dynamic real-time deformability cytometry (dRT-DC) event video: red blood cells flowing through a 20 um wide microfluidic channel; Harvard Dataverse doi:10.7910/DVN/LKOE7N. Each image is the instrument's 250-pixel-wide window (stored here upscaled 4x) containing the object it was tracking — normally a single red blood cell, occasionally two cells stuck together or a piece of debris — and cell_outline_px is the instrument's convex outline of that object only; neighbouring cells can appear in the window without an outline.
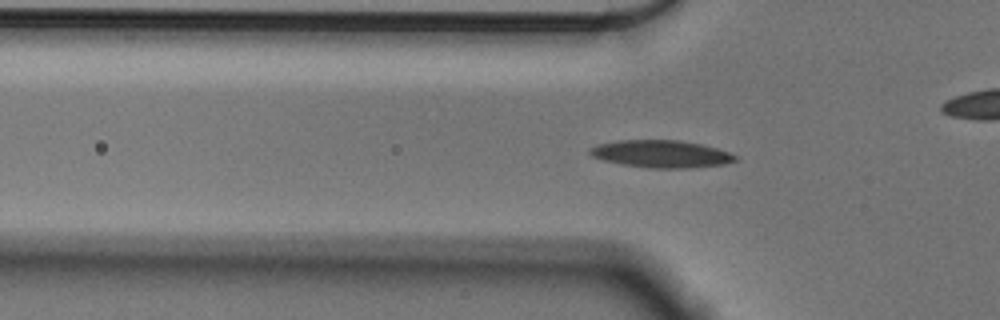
{"species": "Egyptian fruit bat (a non-hibernating species)", "species_latin": "Rousettus aegyptiacus", "temperature_condition": "cold", "stored_images_in_passage": 56, "camera_frame_rate_fps": 3000, "um_per_image_px": 0.085, "animal": {"sex": "male"}, "frame": {"image": 1, "passage_image": 17, "time_ms": 5.333, "image_size_px": [1000, 320], "cell_outline_px": [[736, 160], [724, 164], [692, 168], [648, 168], [624, 164], [604, 160], [592, 156], [588, 152], [588, 148], [600, 144], [616, 140], [680, 140], [700, 144], [716, 148], [728, 152], [736, 156]], "centroid_in_image_um": [56.18, 13.08], "position_along_channel_um": 69.6, "area_um2": 23.06}}
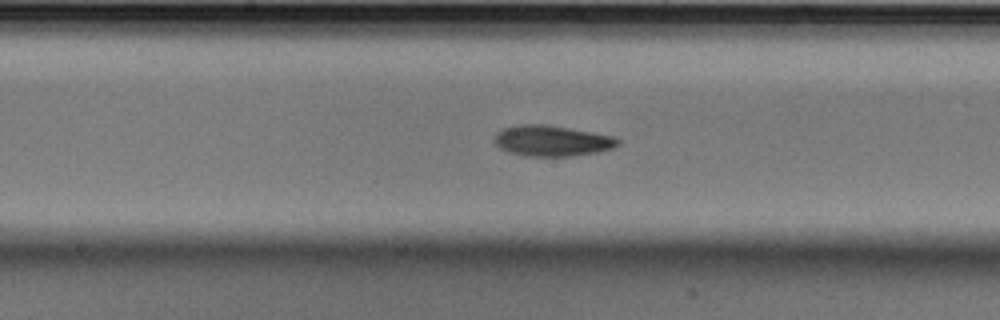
{"frame": {"image": 2, "passage_image": 28, "time_ms": 9.0, "image_size_px": [1000, 320], "cell_outline_px": [[620, 144], [612, 148], [600, 152], [572, 156], [524, 156], [508, 152], [500, 148], [492, 140], [496, 132], [504, 128], [520, 124], [544, 124], [616, 136], [620, 140]], "centroid_in_image_um": [46.92, 11.97], "position_along_channel_um": 201.3, "area_um2": 22.37}}
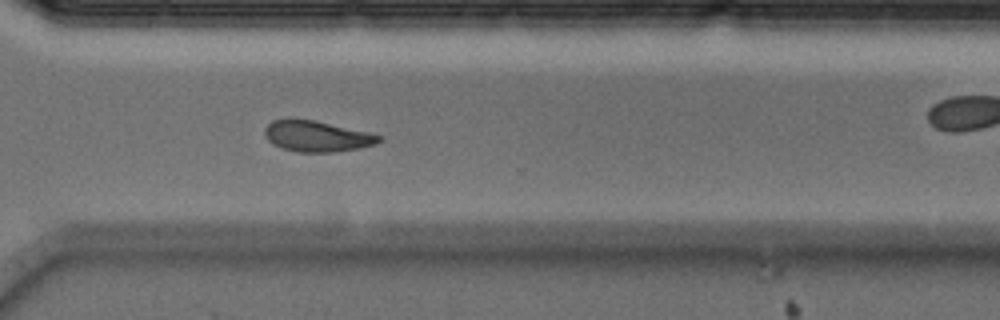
{"frame": {"image": 3, "passage_image": 40, "time_ms": 13.0, "image_size_px": [1000, 320], "cell_outline_px": [[384, 136], [376, 144], [356, 148], [332, 152], [296, 152], [280, 148], [272, 144], [268, 140], [264, 132], [264, 128], [272, 120], [292, 116], [316, 120], [368, 132]], "centroid_in_image_um": [26.86, 11.54], "position_along_channel_um": 343.7, "area_um2": 21.04}, "authors_computed_cell_mechanics": {"area_um2": 21.1548, "velocity_mm_per_s": 3.5687, "shape_relaxation_time_tau1_ms": 5.2579, "shape_relaxation_time_tau2_ms": null, "deformation_change_tau1": 0.1185, "deformation_change_tau2": null}}